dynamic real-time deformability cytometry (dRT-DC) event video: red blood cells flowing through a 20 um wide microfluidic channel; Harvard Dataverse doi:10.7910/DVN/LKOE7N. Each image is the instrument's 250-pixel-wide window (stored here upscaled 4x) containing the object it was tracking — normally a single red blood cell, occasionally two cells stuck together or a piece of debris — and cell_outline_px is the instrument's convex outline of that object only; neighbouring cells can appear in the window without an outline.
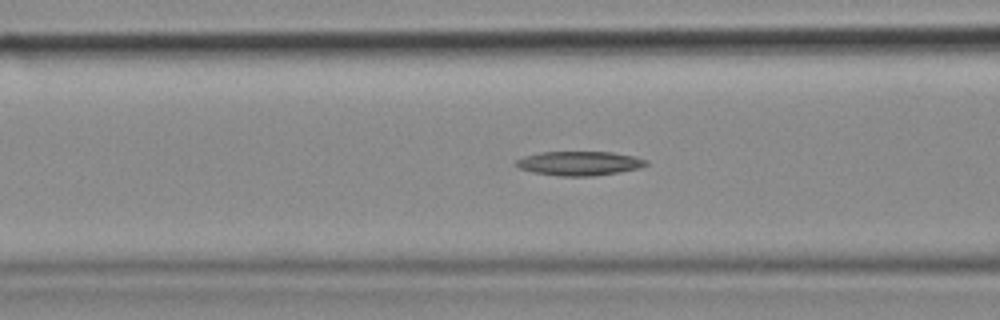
{"species": "common noctule bat (a hibernating species)", "species_latin": "Nyctalus noctula", "temperature_condition": "cold", "stored_images_in_passage": 25, "camera_frame_rate_fps": 3000, "um_per_image_px": 0.085, "animal": {"sex": "female", "body_mass_g": 18.4}, "frame": {"image": 1, "passage_image": 4, "time_ms": 1.0, "image_size_px": [1000, 320], "cell_outline_px": [[648, 164], [640, 168], [596, 176], [556, 176], [532, 172], [520, 168], [512, 164], [516, 160], [524, 156], [540, 152], [612, 152], [636, 156], [648, 160]], "centroid_in_image_um": [49.24, 13.88], "position_along_channel_um": 117.4, "area_um2": 18.55}}